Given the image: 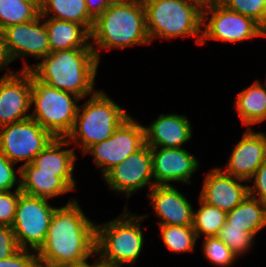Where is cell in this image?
Returning a JSON list of instances; mask_svg holds the SVG:
<instances>
[{
  "label": "cell",
  "mask_w": 266,
  "mask_h": 267,
  "mask_svg": "<svg viewBox=\"0 0 266 267\" xmlns=\"http://www.w3.org/2000/svg\"><path fill=\"white\" fill-rule=\"evenodd\" d=\"M55 209L56 207L49 204L48 199L20 194L11 226L20 249L37 252L41 248L46 240Z\"/></svg>",
  "instance_id": "cell-8"
},
{
  "label": "cell",
  "mask_w": 266,
  "mask_h": 267,
  "mask_svg": "<svg viewBox=\"0 0 266 267\" xmlns=\"http://www.w3.org/2000/svg\"><path fill=\"white\" fill-rule=\"evenodd\" d=\"M48 32L51 52L74 48H92L91 32L84 26L75 22L43 18Z\"/></svg>",
  "instance_id": "cell-21"
},
{
  "label": "cell",
  "mask_w": 266,
  "mask_h": 267,
  "mask_svg": "<svg viewBox=\"0 0 266 267\" xmlns=\"http://www.w3.org/2000/svg\"><path fill=\"white\" fill-rule=\"evenodd\" d=\"M130 115L100 90L78 106L74 126L66 139L80 146L84 153L90 146L111 137Z\"/></svg>",
  "instance_id": "cell-6"
},
{
  "label": "cell",
  "mask_w": 266,
  "mask_h": 267,
  "mask_svg": "<svg viewBox=\"0 0 266 267\" xmlns=\"http://www.w3.org/2000/svg\"><path fill=\"white\" fill-rule=\"evenodd\" d=\"M97 267H122V266H111V265L103 264V263L100 261V258H99L98 255H97ZM123 267H124V266H123Z\"/></svg>",
  "instance_id": "cell-43"
},
{
  "label": "cell",
  "mask_w": 266,
  "mask_h": 267,
  "mask_svg": "<svg viewBox=\"0 0 266 267\" xmlns=\"http://www.w3.org/2000/svg\"><path fill=\"white\" fill-rule=\"evenodd\" d=\"M218 237L237 257H241L253 247L254 237L256 236L244 231V228L231 227L229 223L225 222Z\"/></svg>",
  "instance_id": "cell-29"
},
{
  "label": "cell",
  "mask_w": 266,
  "mask_h": 267,
  "mask_svg": "<svg viewBox=\"0 0 266 267\" xmlns=\"http://www.w3.org/2000/svg\"><path fill=\"white\" fill-rule=\"evenodd\" d=\"M264 84L256 80L251 86L243 88L234 102L241 122L248 128L266 120V83Z\"/></svg>",
  "instance_id": "cell-23"
},
{
  "label": "cell",
  "mask_w": 266,
  "mask_h": 267,
  "mask_svg": "<svg viewBox=\"0 0 266 267\" xmlns=\"http://www.w3.org/2000/svg\"><path fill=\"white\" fill-rule=\"evenodd\" d=\"M95 258L94 262L90 265V263H88V258L80 261V262H76V263H68L67 267H97V253H94L93 258Z\"/></svg>",
  "instance_id": "cell-39"
},
{
  "label": "cell",
  "mask_w": 266,
  "mask_h": 267,
  "mask_svg": "<svg viewBox=\"0 0 266 267\" xmlns=\"http://www.w3.org/2000/svg\"><path fill=\"white\" fill-rule=\"evenodd\" d=\"M88 13L96 19L101 15L108 7L107 0H85Z\"/></svg>",
  "instance_id": "cell-38"
},
{
  "label": "cell",
  "mask_w": 266,
  "mask_h": 267,
  "mask_svg": "<svg viewBox=\"0 0 266 267\" xmlns=\"http://www.w3.org/2000/svg\"><path fill=\"white\" fill-rule=\"evenodd\" d=\"M146 30L150 42L193 36L201 45L203 8L185 0H143Z\"/></svg>",
  "instance_id": "cell-5"
},
{
  "label": "cell",
  "mask_w": 266,
  "mask_h": 267,
  "mask_svg": "<svg viewBox=\"0 0 266 267\" xmlns=\"http://www.w3.org/2000/svg\"><path fill=\"white\" fill-rule=\"evenodd\" d=\"M79 100L78 96L39 81L32 74L30 105H34V111L30 117L55 138H66L71 132Z\"/></svg>",
  "instance_id": "cell-7"
},
{
  "label": "cell",
  "mask_w": 266,
  "mask_h": 267,
  "mask_svg": "<svg viewBox=\"0 0 266 267\" xmlns=\"http://www.w3.org/2000/svg\"><path fill=\"white\" fill-rule=\"evenodd\" d=\"M19 249L13 228L0 225V260L10 257Z\"/></svg>",
  "instance_id": "cell-36"
},
{
  "label": "cell",
  "mask_w": 266,
  "mask_h": 267,
  "mask_svg": "<svg viewBox=\"0 0 266 267\" xmlns=\"http://www.w3.org/2000/svg\"><path fill=\"white\" fill-rule=\"evenodd\" d=\"M253 180V186L248 185V194L266 204V160L256 170L248 182Z\"/></svg>",
  "instance_id": "cell-34"
},
{
  "label": "cell",
  "mask_w": 266,
  "mask_h": 267,
  "mask_svg": "<svg viewBox=\"0 0 266 267\" xmlns=\"http://www.w3.org/2000/svg\"><path fill=\"white\" fill-rule=\"evenodd\" d=\"M66 138H54L48 146L39 152L31 164L39 169V172L56 173L72 190H75L76 181L73 178L75 160L77 158L75 147L63 149L69 146Z\"/></svg>",
  "instance_id": "cell-20"
},
{
  "label": "cell",
  "mask_w": 266,
  "mask_h": 267,
  "mask_svg": "<svg viewBox=\"0 0 266 267\" xmlns=\"http://www.w3.org/2000/svg\"><path fill=\"white\" fill-rule=\"evenodd\" d=\"M35 267H67V264L62 265V264H52V263H48L42 260H39L37 258Z\"/></svg>",
  "instance_id": "cell-41"
},
{
  "label": "cell",
  "mask_w": 266,
  "mask_h": 267,
  "mask_svg": "<svg viewBox=\"0 0 266 267\" xmlns=\"http://www.w3.org/2000/svg\"><path fill=\"white\" fill-rule=\"evenodd\" d=\"M14 59L12 58L8 45L2 30H0V71H4L6 66L11 64Z\"/></svg>",
  "instance_id": "cell-37"
},
{
  "label": "cell",
  "mask_w": 266,
  "mask_h": 267,
  "mask_svg": "<svg viewBox=\"0 0 266 267\" xmlns=\"http://www.w3.org/2000/svg\"><path fill=\"white\" fill-rule=\"evenodd\" d=\"M21 193L20 187H16L13 192L0 191V225L12 226Z\"/></svg>",
  "instance_id": "cell-32"
},
{
  "label": "cell",
  "mask_w": 266,
  "mask_h": 267,
  "mask_svg": "<svg viewBox=\"0 0 266 267\" xmlns=\"http://www.w3.org/2000/svg\"><path fill=\"white\" fill-rule=\"evenodd\" d=\"M197 211L193 210V229L197 239L201 234L204 237L218 236L220 229L224 226L227 219V212L204 202L199 197Z\"/></svg>",
  "instance_id": "cell-27"
},
{
  "label": "cell",
  "mask_w": 266,
  "mask_h": 267,
  "mask_svg": "<svg viewBox=\"0 0 266 267\" xmlns=\"http://www.w3.org/2000/svg\"><path fill=\"white\" fill-rule=\"evenodd\" d=\"M96 222L81 210L79 202L69 200L56 207L44 244L36 252L39 260L52 264H68L94 256Z\"/></svg>",
  "instance_id": "cell-1"
},
{
  "label": "cell",
  "mask_w": 266,
  "mask_h": 267,
  "mask_svg": "<svg viewBox=\"0 0 266 267\" xmlns=\"http://www.w3.org/2000/svg\"><path fill=\"white\" fill-rule=\"evenodd\" d=\"M154 185L190 184L200 162L184 148H151ZM171 183V184H170Z\"/></svg>",
  "instance_id": "cell-14"
},
{
  "label": "cell",
  "mask_w": 266,
  "mask_h": 267,
  "mask_svg": "<svg viewBox=\"0 0 266 267\" xmlns=\"http://www.w3.org/2000/svg\"><path fill=\"white\" fill-rule=\"evenodd\" d=\"M8 71L0 78V127L30 118L32 73Z\"/></svg>",
  "instance_id": "cell-13"
},
{
  "label": "cell",
  "mask_w": 266,
  "mask_h": 267,
  "mask_svg": "<svg viewBox=\"0 0 266 267\" xmlns=\"http://www.w3.org/2000/svg\"><path fill=\"white\" fill-rule=\"evenodd\" d=\"M202 27L201 45L207 39L237 43L263 37V28L256 21L222 4L203 8Z\"/></svg>",
  "instance_id": "cell-9"
},
{
  "label": "cell",
  "mask_w": 266,
  "mask_h": 267,
  "mask_svg": "<svg viewBox=\"0 0 266 267\" xmlns=\"http://www.w3.org/2000/svg\"><path fill=\"white\" fill-rule=\"evenodd\" d=\"M20 191L49 200L72 189L56 173L39 172L30 163L20 167Z\"/></svg>",
  "instance_id": "cell-22"
},
{
  "label": "cell",
  "mask_w": 266,
  "mask_h": 267,
  "mask_svg": "<svg viewBox=\"0 0 266 267\" xmlns=\"http://www.w3.org/2000/svg\"><path fill=\"white\" fill-rule=\"evenodd\" d=\"M103 179L110 189L127 198L148 184L150 190L154 186L151 148L144 144L126 160L110 169Z\"/></svg>",
  "instance_id": "cell-12"
},
{
  "label": "cell",
  "mask_w": 266,
  "mask_h": 267,
  "mask_svg": "<svg viewBox=\"0 0 266 267\" xmlns=\"http://www.w3.org/2000/svg\"><path fill=\"white\" fill-rule=\"evenodd\" d=\"M147 44H151V42L146 30L143 0L110 4L94 20L91 31V47L98 61L101 58L99 52L104 49H124Z\"/></svg>",
  "instance_id": "cell-3"
},
{
  "label": "cell",
  "mask_w": 266,
  "mask_h": 267,
  "mask_svg": "<svg viewBox=\"0 0 266 267\" xmlns=\"http://www.w3.org/2000/svg\"><path fill=\"white\" fill-rule=\"evenodd\" d=\"M223 0H195V2L200 5L202 8L211 6V5H217L221 4Z\"/></svg>",
  "instance_id": "cell-40"
},
{
  "label": "cell",
  "mask_w": 266,
  "mask_h": 267,
  "mask_svg": "<svg viewBox=\"0 0 266 267\" xmlns=\"http://www.w3.org/2000/svg\"><path fill=\"white\" fill-rule=\"evenodd\" d=\"M165 246L174 253L192 252L196 244L193 226L159 225Z\"/></svg>",
  "instance_id": "cell-28"
},
{
  "label": "cell",
  "mask_w": 266,
  "mask_h": 267,
  "mask_svg": "<svg viewBox=\"0 0 266 267\" xmlns=\"http://www.w3.org/2000/svg\"><path fill=\"white\" fill-rule=\"evenodd\" d=\"M55 137L43 129L33 118L0 127V152L16 164H30Z\"/></svg>",
  "instance_id": "cell-10"
},
{
  "label": "cell",
  "mask_w": 266,
  "mask_h": 267,
  "mask_svg": "<svg viewBox=\"0 0 266 267\" xmlns=\"http://www.w3.org/2000/svg\"><path fill=\"white\" fill-rule=\"evenodd\" d=\"M43 22V17L39 15L33 21L13 24L2 30L14 60L26 56L40 60L51 52L48 32Z\"/></svg>",
  "instance_id": "cell-15"
},
{
  "label": "cell",
  "mask_w": 266,
  "mask_h": 267,
  "mask_svg": "<svg viewBox=\"0 0 266 267\" xmlns=\"http://www.w3.org/2000/svg\"><path fill=\"white\" fill-rule=\"evenodd\" d=\"M221 4L253 19L262 28L266 25V0H223Z\"/></svg>",
  "instance_id": "cell-31"
},
{
  "label": "cell",
  "mask_w": 266,
  "mask_h": 267,
  "mask_svg": "<svg viewBox=\"0 0 266 267\" xmlns=\"http://www.w3.org/2000/svg\"><path fill=\"white\" fill-rule=\"evenodd\" d=\"M226 222L256 236L266 227V204L248 194L239 205L227 212Z\"/></svg>",
  "instance_id": "cell-24"
},
{
  "label": "cell",
  "mask_w": 266,
  "mask_h": 267,
  "mask_svg": "<svg viewBox=\"0 0 266 267\" xmlns=\"http://www.w3.org/2000/svg\"><path fill=\"white\" fill-rule=\"evenodd\" d=\"M29 249H19L15 254L0 260V267H35L37 254Z\"/></svg>",
  "instance_id": "cell-35"
},
{
  "label": "cell",
  "mask_w": 266,
  "mask_h": 267,
  "mask_svg": "<svg viewBox=\"0 0 266 267\" xmlns=\"http://www.w3.org/2000/svg\"><path fill=\"white\" fill-rule=\"evenodd\" d=\"M145 144L144 127L129 116L114 131L113 135L90 146L84 153H91L96 167L103 177L110 169L126 160Z\"/></svg>",
  "instance_id": "cell-11"
},
{
  "label": "cell",
  "mask_w": 266,
  "mask_h": 267,
  "mask_svg": "<svg viewBox=\"0 0 266 267\" xmlns=\"http://www.w3.org/2000/svg\"><path fill=\"white\" fill-rule=\"evenodd\" d=\"M203 253L206 259L217 267H229L238 258L218 237H204Z\"/></svg>",
  "instance_id": "cell-30"
},
{
  "label": "cell",
  "mask_w": 266,
  "mask_h": 267,
  "mask_svg": "<svg viewBox=\"0 0 266 267\" xmlns=\"http://www.w3.org/2000/svg\"><path fill=\"white\" fill-rule=\"evenodd\" d=\"M266 160V134L247 128L241 140L232 149L226 174L249 181Z\"/></svg>",
  "instance_id": "cell-17"
},
{
  "label": "cell",
  "mask_w": 266,
  "mask_h": 267,
  "mask_svg": "<svg viewBox=\"0 0 266 267\" xmlns=\"http://www.w3.org/2000/svg\"><path fill=\"white\" fill-rule=\"evenodd\" d=\"M148 192L159 225L193 226L194 209L173 185H154Z\"/></svg>",
  "instance_id": "cell-18"
},
{
  "label": "cell",
  "mask_w": 266,
  "mask_h": 267,
  "mask_svg": "<svg viewBox=\"0 0 266 267\" xmlns=\"http://www.w3.org/2000/svg\"><path fill=\"white\" fill-rule=\"evenodd\" d=\"M40 15V0H0V30L30 22Z\"/></svg>",
  "instance_id": "cell-26"
},
{
  "label": "cell",
  "mask_w": 266,
  "mask_h": 267,
  "mask_svg": "<svg viewBox=\"0 0 266 267\" xmlns=\"http://www.w3.org/2000/svg\"><path fill=\"white\" fill-rule=\"evenodd\" d=\"M40 15L43 18L66 20L84 25L90 32L95 20L88 13L85 0H40Z\"/></svg>",
  "instance_id": "cell-25"
},
{
  "label": "cell",
  "mask_w": 266,
  "mask_h": 267,
  "mask_svg": "<svg viewBox=\"0 0 266 267\" xmlns=\"http://www.w3.org/2000/svg\"><path fill=\"white\" fill-rule=\"evenodd\" d=\"M132 0H107L109 4H124Z\"/></svg>",
  "instance_id": "cell-42"
},
{
  "label": "cell",
  "mask_w": 266,
  "mask_h": 267,
  "mask_svg": "<svg viewBox=\"0 0 266 267\" xmlns=\"http://www.w3.org/2000/svg\"><path fill=\"white\" fill-rule=\"evenodd\" d=\"M124 209L116 219L103 224L96 223L95 252L103 264L122 267L125 264L134 265L143 249L141 222L148 214H131L126 205Z\"/></svg>",
  "instance_id": "cell-4"
},
{
  "label": "cell",
  "mask_w": 266,
  "mask_h": 267,
  "mask_svg": "<svg viewBox=\"0 0 266 267\" xmlns=\"http://www.w3.org/2000/svg\"><path fill=\"white\" fill-rule=\"evenodd\" d=\"M33 66L24 62L21 70H29L39 81L72 93L80 99L94 95L99 61L92 48H74L50 52Z\"/></svg>",
  "instance_id": "cell-2"
},
{
  "label": "cell",
  "mask_w": 266,
  "mask_h": 267,
  "mask_svg": "<svg viewBox=\"0 0 266 267\" xmlns=\"http://www.w3.org/2000/svg\"><path fill=\"white\" fill-rule=\"evenodd\" d=\"M187 116L160 114L152 124L144 127L145 144L150 148H183L192 138V128Z\"/></svg>",
  "instance_id": "cell-19"
},
{
  "label": "cell",
  "mask_w": 266,
  "mask_h": 267,
  "mask_svg": "<svg viewBox=\"0 0 266 267\" xmlns=\"http://www.w3.org/2000/svg\"><path fill=\"white\" fill-rule=\"evenodd\" d=\"M14 165L0 152V191H10L16 185L20 187V167L16 169L17 178Z\"/></svg>",
  "instance_id": "cell-33"
},
{
  "label": "cell",
  "mask_w": 266,
  "mask_h": 267,
  "mask_svg": "<svg viewBox=\"0 0 266 267\" xmlns=\"http://www.w3.org/2000/svg\"><path fill=\"white\" fill-rule=\"evenodd\" d=\"M247 181L226 174L221 168L211 169L204 178L200 198L213 206L230 212L248 195Z\"/></svg>",
  "instance_id": "cell-16"
},
{
  "label": "cell",
  "mask_w": 266,
  "mask_h": 267,
  "mask_svg": "<svg viewBox=\"0 0 266 267\" xmlns=\"http://www.w3.org/2000/svg\"><path fill=\"white\" fill-rule=\"evenodd\" d=\"M263 37H266V25H265V27L263 28Z\"/></svg>",
  "instance_id": "cell-44"
}]
</instances>
